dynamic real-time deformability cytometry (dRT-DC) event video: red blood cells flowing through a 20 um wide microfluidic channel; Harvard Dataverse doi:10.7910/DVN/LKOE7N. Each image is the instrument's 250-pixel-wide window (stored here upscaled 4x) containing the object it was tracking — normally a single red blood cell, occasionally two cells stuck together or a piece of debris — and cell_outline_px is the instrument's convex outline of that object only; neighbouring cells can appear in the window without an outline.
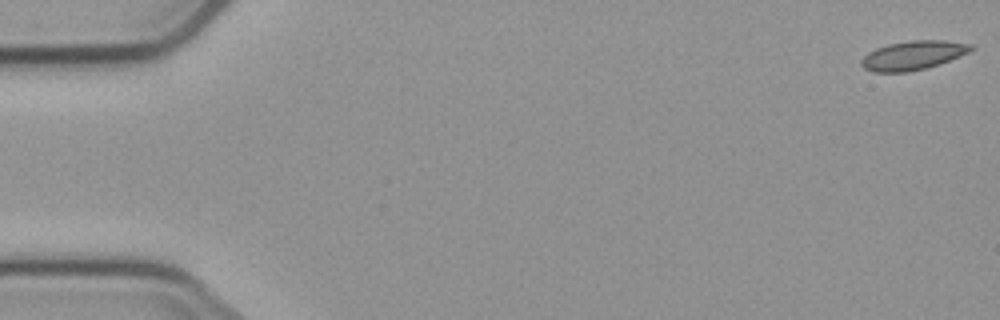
{"species": "common noctule bat (a hibernating species)", "species_latin": "Nyctalus noctula", "temperature_condition": "cold", "stored_images_in_passage": 8, "camera_frame_rate_fps": 3000, "um_per_image_px": 0.085, "animal": {"sex": "male", "body_mass_g": 23.1, "forearm_length_mm": 52.7}, "frame": {"image": 1, "passage_image": 1, "time_ms": 0.0, "image_size_px": [1000, 320], "cell_outline_px": [[976, 48], [968, 52], [940, 64], [908, 72], [872, 72], [864, 68], [860, 64], [860, 60], [868, 52], [876, 48], [888, 44], [908, 40], [944, 40], [972, 44]], "centroid_in_image_um": [77.59, 4.7], "position_along_channel_um": 7.4, "area_um2": 18.61}}
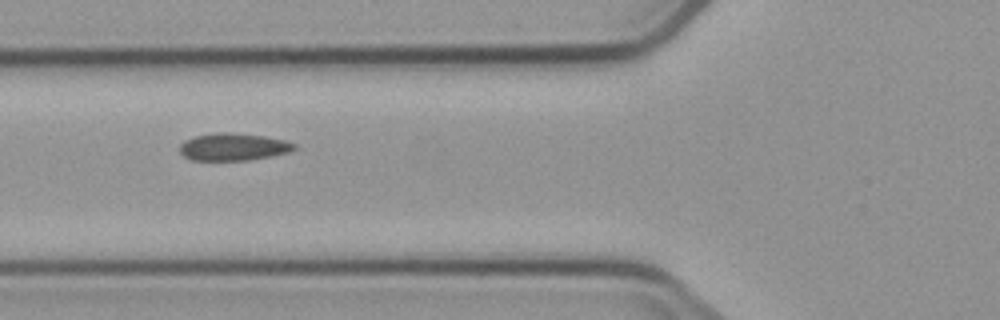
{"frame": {"image": 2, "passage_image": 7, "time_ms": 6.667, "image_size_px": [1000, 320], "cell_outline_px": [[296, 148], [288, 152], [272, 156], [248, 160], [192, 160], [184, 156], [180, 152], [180, 144], [184, 140], [196, 136], [220, 132], [228, 132], [264, 136], [284, 140], [296, 144]], "centroid_in_image_um": [19.83, 12.48], "position_along_channel_um": 106.0, "area_um2": 18.15}}
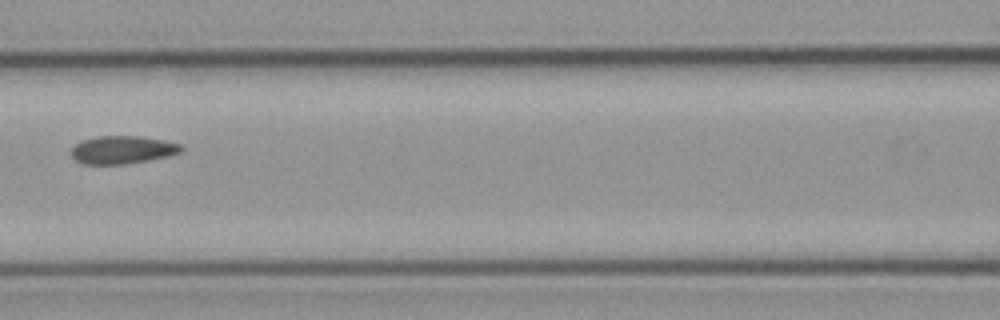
{"frame": {"image": 3, "passage_image": 8, "time_ms": 8.0, "image_size_px": [1000, 320], "cell_outline_px": [[184, 148], [180, 152], [168, 156], [148, 160], [124, 164], [84, 164], [76, 160], [72, 156], [72, 148], [80, 140], [96, 136], [140, 136], [164, 140], [180, 144]], "centroid_in_image_um": [10.4, 12.72], "position_along_channel_um": 156.2, "area_um2": 17.86}}